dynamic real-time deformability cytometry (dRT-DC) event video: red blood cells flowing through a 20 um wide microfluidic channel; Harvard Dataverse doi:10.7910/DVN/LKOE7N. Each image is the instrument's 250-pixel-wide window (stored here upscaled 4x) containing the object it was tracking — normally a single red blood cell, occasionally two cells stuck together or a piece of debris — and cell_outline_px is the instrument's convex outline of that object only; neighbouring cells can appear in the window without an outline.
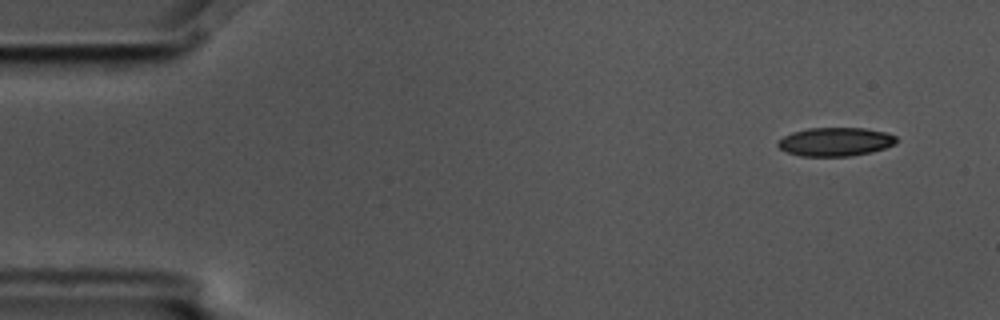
{"species": "common noctule bat (a hibernating species)", "species_latin": "Nyctalus noctula", "temperature_condition": "cold", "stored_images_in_passage": 8, "camera_frame_rate_fps": 3000, "um_per_image_px": 0.085, "animal": {"sex": "male", "body_mass_g": 17.5, "forearm_length_mm": 52.3}, "frame": {"image": 1, "passage_image": 1, "time_ms": 0.0, "image_size_px": [1000, 320], "cell_outline_px": [[900, 140], [896, 144], [872, 152], [848, 156], [800, 156], [788, 152], [780, 148], [776, 144], [784, 136], [792, 132], [808, 128], [864, 128], [884, 132], [896, 136]], "centroid_in_image_um": [71.04, 12.05], "position_along_channel_um": 14.0, "area_um2": 19.77}}
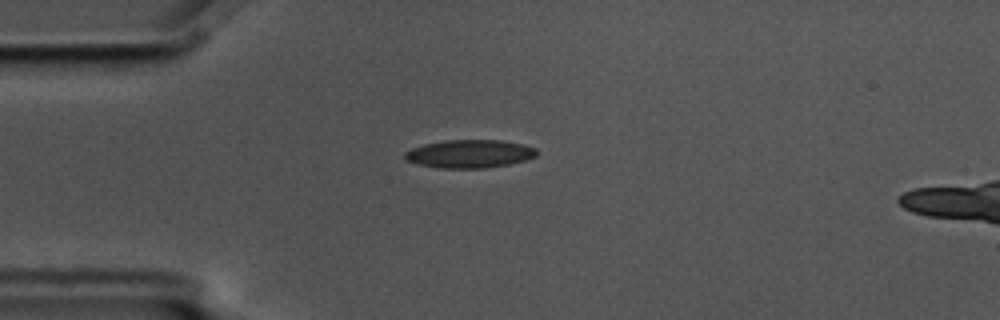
{"frame": {"image": 2, "passage_image": 4, "time_ms": 1.0, "image_size_px": [1000, 320], "cell_outline_px": [[536, 156], [524, 160], [508, 164], [484, 168], [440, 168], [416, 164], [408, 160], [404, 156], [404, 152], [412, 148], [424, 144], [444, 140], [500, 140], [524, 144], [536, 148]], "centroid_in_image_um": [39.9, 13.07], "position_along_channel_um": 45.1, "area_um2": 21.56}}